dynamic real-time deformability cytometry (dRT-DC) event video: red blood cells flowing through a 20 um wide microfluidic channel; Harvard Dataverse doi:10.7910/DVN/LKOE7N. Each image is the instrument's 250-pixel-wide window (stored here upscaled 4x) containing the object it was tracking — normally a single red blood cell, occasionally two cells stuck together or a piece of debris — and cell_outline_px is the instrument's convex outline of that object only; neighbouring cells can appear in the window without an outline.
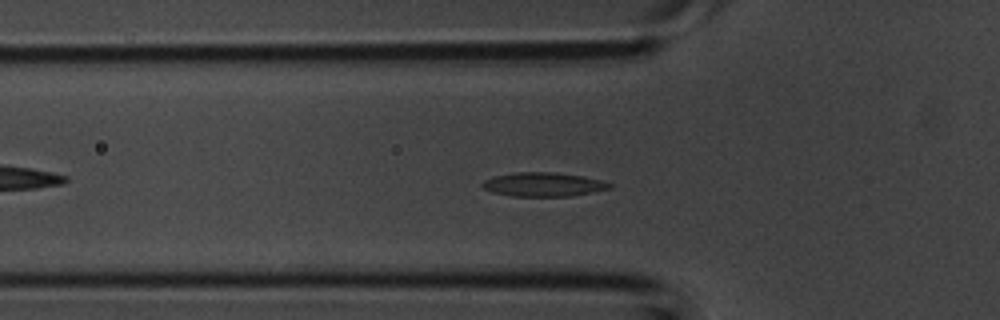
{"species": "common noctule bat (a hibernating species)", "species_latin": "Nyctalus noctula", "temperature_condition": "room temperature", "stored_images_in_passage": 42, "camera_frame_rate_fps": 3000, "um_per_image_px": 0.085, "animal": {"sex": "male", "body_mass_g": 20.1, "forearm_length_mm": 53.5}, "frame": {"image": 1, "passage_image": 13, "time_ms": 4.0, "image_size_px": [1000, 320], "cell_outline_px": [[612, 188], [592, 192], [568, 196], [512, 196], [492, 192], [484, 188], [480, 184], [484, 180], [492, 176], [516, 172], [552, 172], [584, 176], [600, 180], [612, 184]], "centroid_in_image_um": [46.16, 15.67], "position_along_channel_um": 79.6, "area_um2": 17.74}}
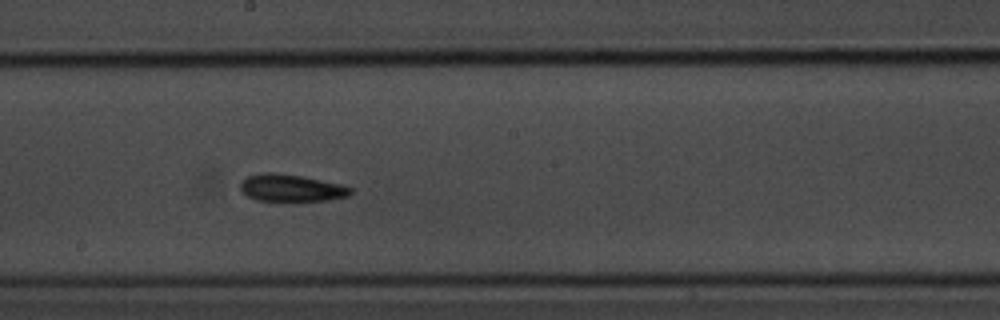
{"frame": {"image": 2, "passage_image": 22, "time_ms": 7.0, "image_size_px": [1000, 320], "cell_outline_px": [[352, 192], [348, 196], [328, 200], [256, 200], [248, 196], [240, 188], [240, 180], [244, 176], [264, 172], [272, 172], [300, 176], [340, 184], [352, 188]], "centroid_in_image_um": [24.7, 15.96], "position_along_channel_um": 223.5, "area_um2": 17.22}}
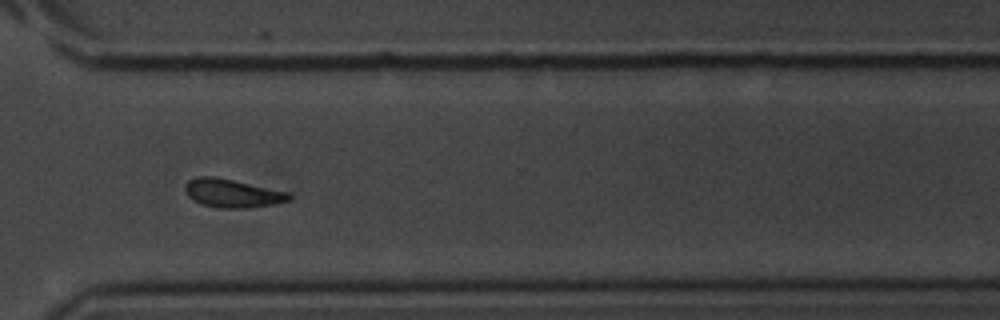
{"frame": {"image": 3, "passage_image": 30, "time_ms": 9.667, "image_size_px": [1000, 320], "cell_outline_px": [[292, 200], [272, 204], [248, 208], [220, 208], [200, 204], [192, 200], [184, 192], [184, 184], [188, 180], [196, 176], [216, 176], [288, 192], [292, 196]], "centroid_in_image_um": [19.69, 16.42], "position_along_channel_um": 350.9, "area_um2": 17.46}}